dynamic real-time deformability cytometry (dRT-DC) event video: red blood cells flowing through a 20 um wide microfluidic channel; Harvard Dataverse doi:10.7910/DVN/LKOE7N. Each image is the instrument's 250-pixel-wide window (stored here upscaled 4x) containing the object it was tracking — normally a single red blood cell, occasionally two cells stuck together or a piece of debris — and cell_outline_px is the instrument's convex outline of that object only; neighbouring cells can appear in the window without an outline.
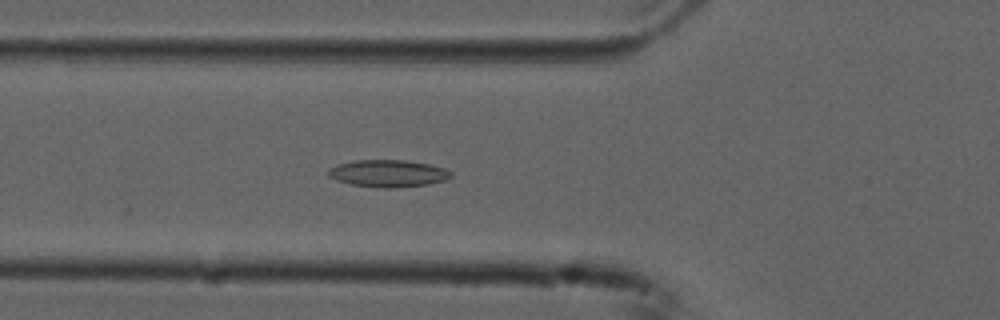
{"species": "common noctule bat (a hibernating species)", "species_latin": "Nyctalus noctula", "temperature_condition": "cold", "stored_images_in_passage": 36, "camera_frame_rate_fps": 3000, "um_per_image_px": 0.085, "animal": {"sex": "male", "forearm_length_mm": 52.5}, "frame": {"image": 1, "passage_image": 20, "time_ms": 6.333, "image_size_px": [1000, 320], "cell_outline_px": [[452, 176], [448, 180], [428, 184], [396, 188], [380, 188], [348, 184], [336, 180], [328, 176], [328, 168], [340, 164], [356, 160], [404, 160], [428, 164], [444, 168], [452, 172]], "centroid_in_image_um": [32.99, 14.75], "position_along_channel_um": 92.8, "area_um2": 19.54}}
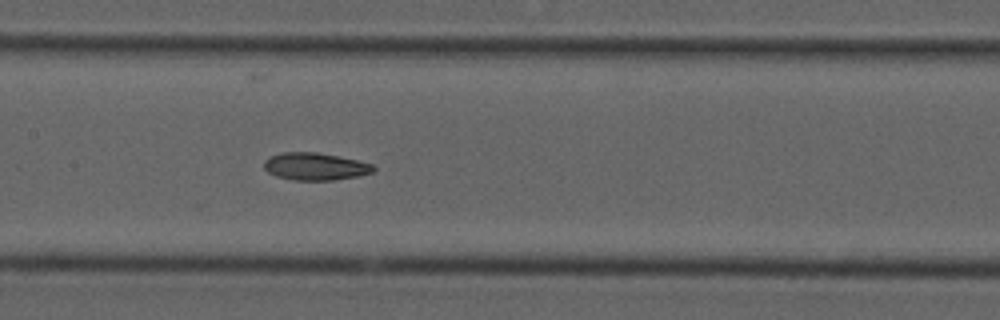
{"frame": {"image": 2, "passage_image": 27, "time_ms": 8.667, "image_size_px": [1000, 320], "cell_outline_px": [[376, 168], [372, 172], [360, 176], [332, 180], [292, 180], [276, 176], [268, 172], [264, 168], [264, 160], [268, 156], [280, 152], [316, 152], [356, 160], [372, 164]], "centroid_in_image_um": [26.75, 14.15], "position_along_channel_um": 180.7, "area_um2": 17.51}}
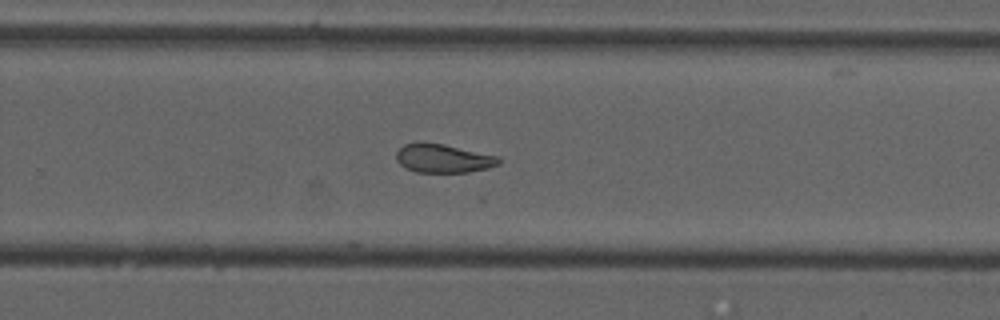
{"frame": {"image": 3, "passage_image": 36, "time_ms": 11.667, "image_size_px": [1000, 320], "cell_outline_px": [[500, 164], [488, 168], [468, 172], [416, 172], [404, 168], [396, 160], [396, 152], [404, 144], [444, 144], [496, 156], [500, 160]], "centroid_in_image_um": [37.66, 13.49], "position_along_channel_um": 292.1, "area_um2": 16.7}}